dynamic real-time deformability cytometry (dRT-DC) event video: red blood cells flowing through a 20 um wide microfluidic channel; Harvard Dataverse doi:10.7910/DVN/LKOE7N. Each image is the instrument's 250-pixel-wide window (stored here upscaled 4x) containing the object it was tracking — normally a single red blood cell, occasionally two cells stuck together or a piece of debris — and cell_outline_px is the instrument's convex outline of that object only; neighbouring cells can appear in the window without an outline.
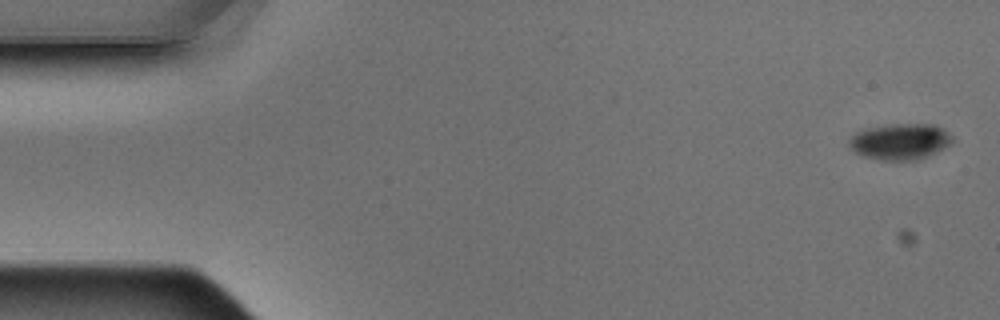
{"species": "Egyptian fruit bat (a non-hibernating species)", "species_latin": "Rousettus aegyptiacus", "temperature_condition": "warm", "stored_images_in_passage": 5, "camera_frame_rate_fps": 3000, "um_per_image_px": 0.085, "animal": {"sex": "male"}, "frame": {"image": 1, "passage_image": 1, "time_ms": 0.0, "image_size_px": [1000, 320], "cell_outline_px": [[956, 140], [952, 144], [928, 156], [916, 160], [880, 160], [864, 156], [848, 148], [848, 140], [856, 132], [864, 128], [892, 124], [936, 124], [944, 128]], "centroid_in_image_um": [76.53, 12.02], "position_along_channel_um": 8.5, "area_um2": 22.08}}
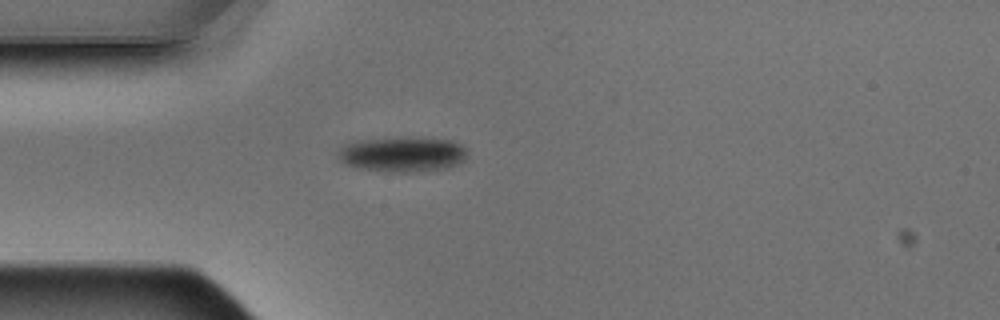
{"frame": {"image": 2, "passage_image": 5, "time_ms": 1.333, "image_size_px": [1000, 320], "cell_outline_px": [[468, 152], [464, 160], [448, 168], [412, 172], [392, 172], [356, 168], [340, 160], [336, 156], [340, 148], [344, 144], [356, 140], [452, 140], [468, 148]], "centroid_in_image_um": [34.2, 13.16], "position_along_channel_um": 50.8, "area_um2": 25.61}}